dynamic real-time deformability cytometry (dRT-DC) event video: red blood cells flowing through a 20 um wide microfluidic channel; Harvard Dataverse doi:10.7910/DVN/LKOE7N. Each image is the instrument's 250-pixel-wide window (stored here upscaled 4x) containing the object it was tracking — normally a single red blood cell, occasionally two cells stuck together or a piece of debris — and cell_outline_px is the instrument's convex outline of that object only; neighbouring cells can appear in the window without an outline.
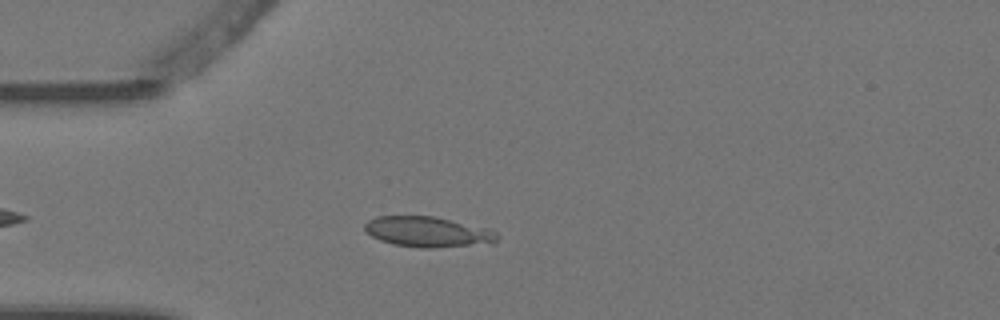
{"species": "Egyptian fruit bat (a non-hibernating species)", "species_latin": "Rousettus aegyptiacus", "temperature_condition": "warm", "stored_images_in_passage": 5, "camera_frame_rate_fps": 3000, "um_per_image_px": 0.085, "animal": {"sex": "female"}, "frame": {"image": 1, "passage_image": 3, "time_ms": 0.667, "image_size_px": [1000, 320], "cell_outline_px": [[500, 236], [496, 244], [432, 248], [420, 248], [392, 244], [380, 240], [372, 236], [364, 228], [364, 224], [368, 220], [376, 216], [432, 216], [488, 228], [496, 232]], "centroid_in_image_um": [36.43, 19.73], "position_along_channel_um": 48.6, "area_um2": 23.81}}